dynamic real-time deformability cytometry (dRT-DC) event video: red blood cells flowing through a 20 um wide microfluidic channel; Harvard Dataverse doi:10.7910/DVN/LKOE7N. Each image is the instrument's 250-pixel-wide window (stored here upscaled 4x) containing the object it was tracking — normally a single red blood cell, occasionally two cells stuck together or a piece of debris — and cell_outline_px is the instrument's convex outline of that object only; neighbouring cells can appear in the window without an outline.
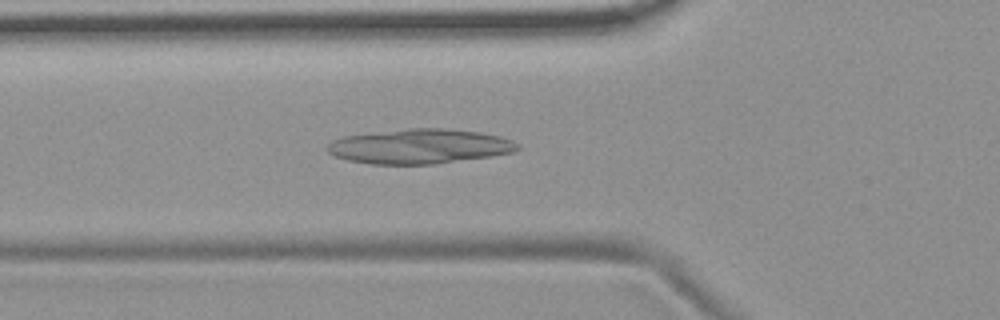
{"species": "common noctule bat (a hibernating species)", "species_latin": "Nyctalus noctula", "temperature_condition": "room temperature", "stored_images_in_passage": 38, "camera_frame_rate_fps": 3000, "um_per_image_px": 0.085, "animal": {"sex": "female", "body_mass_g": 19.9}, "frame": {"image": 1, "passage_image": 3, "time_ms": 0.667, "image_size_px": [1000, 320], "cell_outline_px": [[520, 148], [512, 152], [492, 156], [432, 164], [372, 164], [348, 160], [336, 156], [328, 152], [324, 148], [332, 140], [344, 136], [408, 128], [448, 128], [480, 132], [500, 136], [512, 140], [520, 144]], "centroid_in_image_um": [35.67, 12.43], "position_along_channel_um": 90.1, "area_um2": 38.49}}
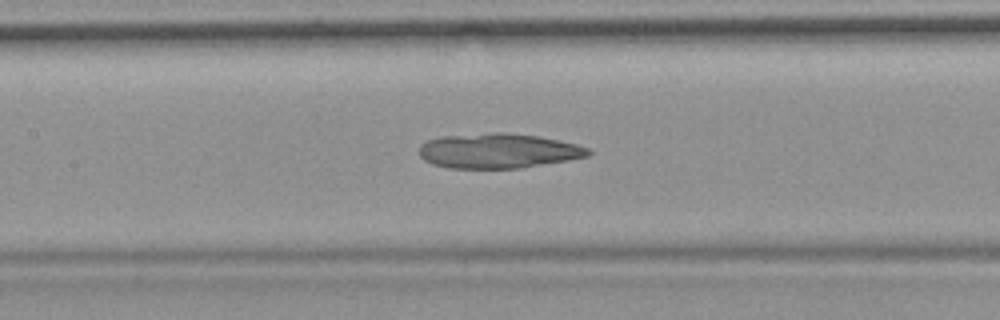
{"frame": {"image": 2, "passage_image": 9, "time_ms": 2.667, "image_size_px": [1000, 320], "cell_outline_px": [[592, 152], [588, 156], [568, 160], [520, 168], [448, 168], [432, 164], [424, 160], [420, 156], [420, 144], [428, 140], [444, 136], [488, 132], [504, 132], [536, 136], [576, 144], [588, 148]], "centroid_in_image_um": [42.32, 12.82], "position_along_channel_um": 165.1, "area_um2": 34.22}}
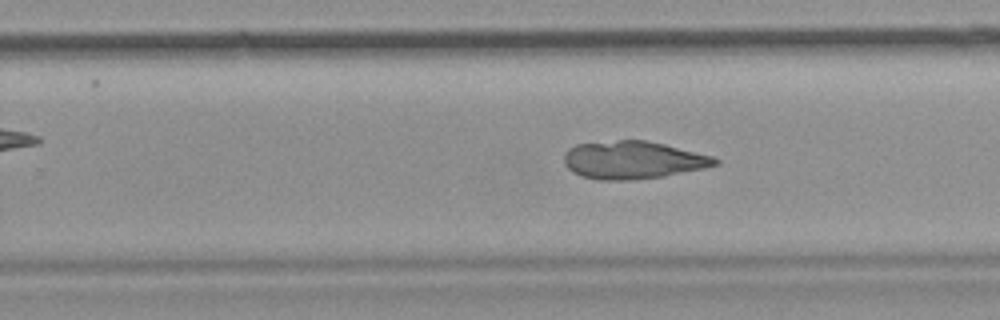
{"frame": {"image": 3, "passage_image": 18, "time_ms": 5.667, "image_size_px": [1000, 320], "cell_outline_px": [[720, 164], [704, 168], [664, 176], [632, 180], [596, 180], [580, 176], [572, 172], [564, 164], [564, 152], [568, 148], [576, 144], [620, 140], [644, 140], [664, 144], [712, 156], [720, 160]], "centroid_in_image_um": [53.77, 13.61], "position_along_channel_um": 276.0, "area_um2": 33.35}}